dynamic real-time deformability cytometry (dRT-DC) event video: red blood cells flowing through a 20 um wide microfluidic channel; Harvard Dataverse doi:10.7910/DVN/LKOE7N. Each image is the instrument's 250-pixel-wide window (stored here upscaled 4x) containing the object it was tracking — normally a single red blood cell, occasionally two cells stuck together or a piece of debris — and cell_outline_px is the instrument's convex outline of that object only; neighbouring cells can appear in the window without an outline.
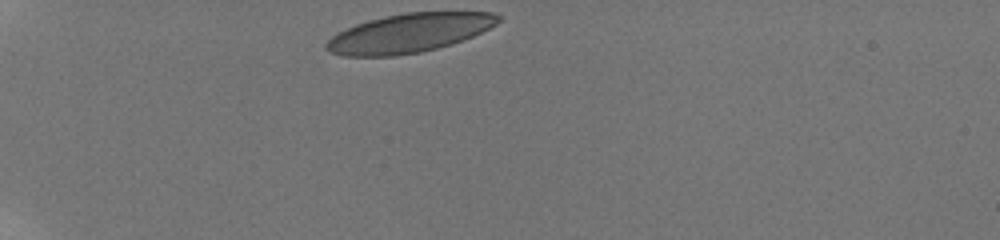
{"species": "human", "species_latin": "Homo sapiens", "temperature_condition": "room temperature", "stored_images_in_passage": 34, "camera_frame_rate_fps": 3000, "um_per_image_px": 0.085, "donor": {"sex": "male"}, "frame": {"image": 1, "passage_image": 1, "time_ms": 0.0, "image_size_px": [1000, 240], "cell_outline_px": [[500, 20], [496, 24], [472, 36], [452, 44], [420, 52], [396, 56], [344, 56], [328, 52], [324, 48], [324, 44], [336, 32], [356, 24], [368, 20], [384, 16], [404, 12], [492, 12], [500, 16]], "centroid_in_image_um": [34.71, 2.81], "position_along_channel_um": 50.3, "area_um2": 39.02}}
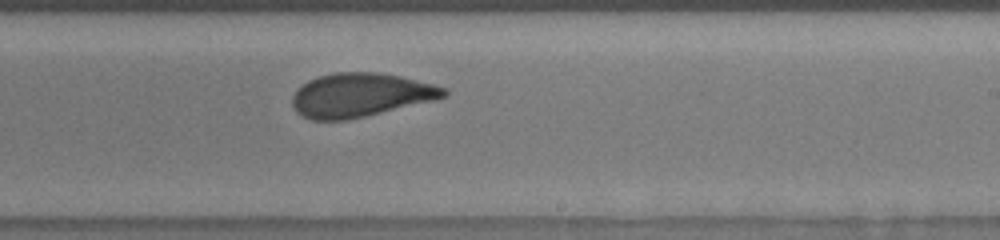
{"frame": {"image": 2, "passage_image": 21, "time_ms": 6.667, "image_size_px": [1000, 240], "cell_outline_px": [[448, 96], [436, 100], [348, 120], [312, 120], [296, 112], [292, 104], [292, 96], [308, 80], [320, 76], [336, 72], [380, 72], [400, 76], [448, 88]], "centroid_in_image_um": [30.68, 8.08], "position_along_channel_um": 258.3, "area_um2": 38.67}}
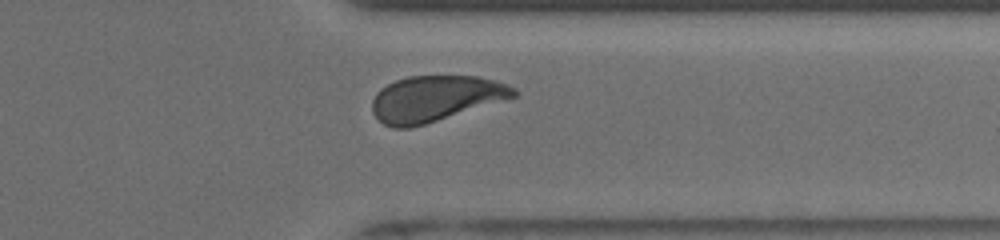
{"frame": {"image": 3, "passage_image": 30, "time_ms": 9.667, "image_size_px": [1000, 240], "cell_outline_px": [[516, 96], [424, 124], [408, 128], [392, 128], [384, 124], [372, 112], [372, 100], [376, 92], [380, 88], [396, 80], [408, 76], [476, 76], [508, 84], [516, 88]], "centroid_in_image_um": [36.96, 8.37], "position_along_channel_um": 374.4, "area_um2": 37.34}, "authors_computed_cell_mechanics": {"area_um2": 39.0728, "velocity_mm_per_s": 3.8517, "shape_relaxation_time_tau1_ms": 4.0009, "shape_relaxation_time_tau2_ms": 0.9839, "deformation_change_tau1": 0.1451, "deformation_change_tau2": 0.0757}}